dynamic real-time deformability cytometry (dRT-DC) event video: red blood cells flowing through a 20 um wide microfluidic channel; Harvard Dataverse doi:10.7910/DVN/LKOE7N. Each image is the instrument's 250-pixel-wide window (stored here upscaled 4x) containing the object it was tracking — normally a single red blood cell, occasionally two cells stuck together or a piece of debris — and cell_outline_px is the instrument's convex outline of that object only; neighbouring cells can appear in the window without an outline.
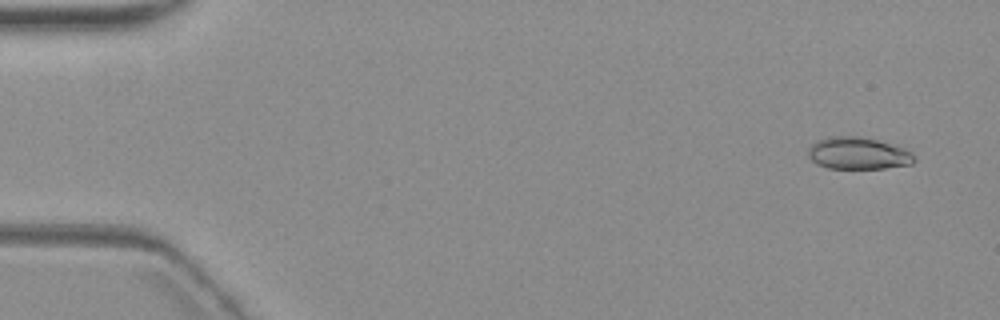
{"species": "common noctule bat (a hibernating species)", "species_latin": "Nyctalus noctula", "temperature_condition": "warm", "stored_images_in_passage": 5, "camera_frame_rate_fps": 3000, "um_per_image_px": 0.085, "animal": {"sex": "female", "body_mass_g": 19.3, "forearm_length_mm": 54.1}, "frame": {"image": 1, "passage_image": 1, "time_ms": 0.0, "image_size_px": [1000, 320], "cell_outline_px": [[916, 160], [912, 164], [884, 168], [828, 168], [816, 164], [808, 156], [808, 148], [812, 144], [828, 136], [860, 136], [876, 140], [912, 152]], "centroid_in_image_um": [72.91, 13.04], "position_along_channel_um": 12.1, "area_um2": 19.59}}
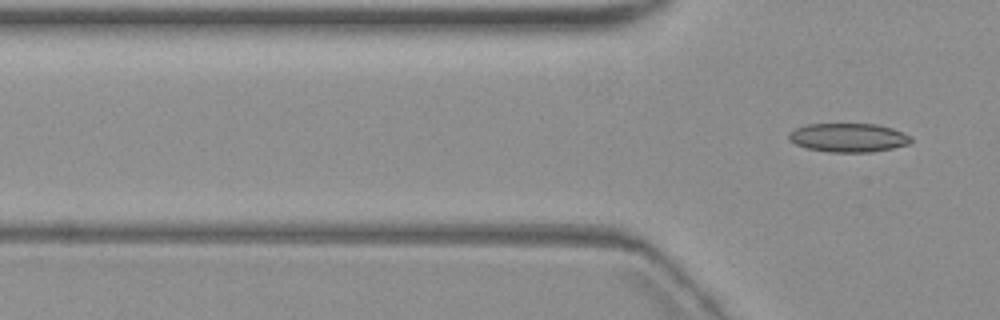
{"frame": {"image": 2, "passage_image": 5, "time_ms": 4.667, "image_size_px": [1000, 320], "cell_outline_px": [[912, 140], [908, 144], [892, 148], [872, 152], [828, 152], [808, 148], [796, 144], [788, 140], [788, 132], [796, 128], [808, 124], [876, 124], [892, 128], [912, 136]], "centroid_in_image_um": [72.1, 11.7], "position_along_channel_um": 53.7, "area_um2": 20.52}}